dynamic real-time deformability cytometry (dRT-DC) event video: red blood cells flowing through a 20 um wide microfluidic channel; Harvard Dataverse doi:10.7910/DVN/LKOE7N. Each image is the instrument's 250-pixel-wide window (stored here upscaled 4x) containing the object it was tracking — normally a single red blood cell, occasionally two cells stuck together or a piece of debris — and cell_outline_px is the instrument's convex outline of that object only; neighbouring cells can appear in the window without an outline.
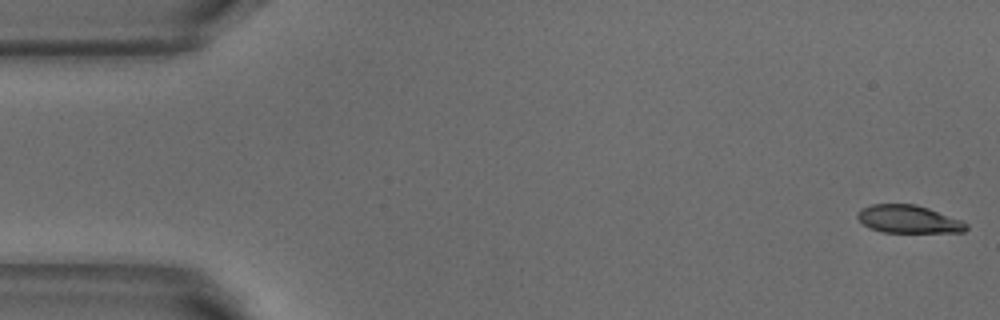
{"species": "common noctule bat (a hibernating species)", "species_latin": "Nyctalus noctula", "temperature_condition": "warm", "stored_images_in_passage": 50, "camera_frame_rate_fps": 3000, "um_per_image_px": 0.085, "animal": {"sex": "male", "body_mass_g": 18.8}, "frame": {"image": 1, "passage_image": 1, "time_ms": 0.0, "image_size_px": [1000, 320], "cell_outline_px": [[968, 228], [964, 232], [884, 232], [868, 228], [856, 216], [856, 212], [860, 208], [872, 204], [916, 204], [928, 208], [960, 220], [968, 224]], "centroid_in_image_um": [77.18, 18.63], "position_along_channel_um": 7.8, "area_um2": 17.63}}
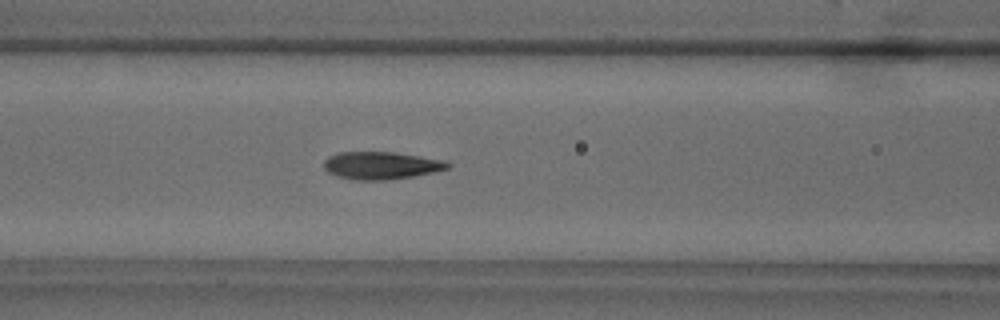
{"frame": {"image": 2, "passage_image": 21, "time_ms": 6.667, "image_size_px": [1000, 320], "cell_outline_px": [[452, 164], [448, 168], [432, 172], [412, 176], [384, 180], [352, 180], [328, 172], [324, 168], [324, 160], [328, 156], [340, 152], [396, 152], [448, 160]], "centroid_in_image_um": [32.43, 14.05], "position_along_channel_um": 134.2, "area_um2": 19.94}}
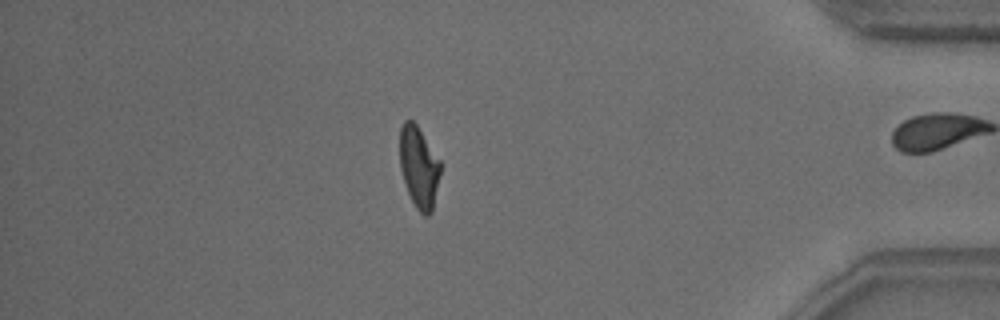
{"frame": {"image": 3, "passage_image": 45, "time_ms": 14.667, "image_size_px": [1000, 320], "cell_outline_px": [[440, 172], [432, 212], [428, 216], [424, 216], [416, 208], [408, 192], [400, 168], [400, 128], [404, 120], [412, 120], [416, 124], [440, 160]], "centroid_in_image_um": [35.6, 14.2], "position_along_channel_um": 399.6, "area_um2": 19.07}}